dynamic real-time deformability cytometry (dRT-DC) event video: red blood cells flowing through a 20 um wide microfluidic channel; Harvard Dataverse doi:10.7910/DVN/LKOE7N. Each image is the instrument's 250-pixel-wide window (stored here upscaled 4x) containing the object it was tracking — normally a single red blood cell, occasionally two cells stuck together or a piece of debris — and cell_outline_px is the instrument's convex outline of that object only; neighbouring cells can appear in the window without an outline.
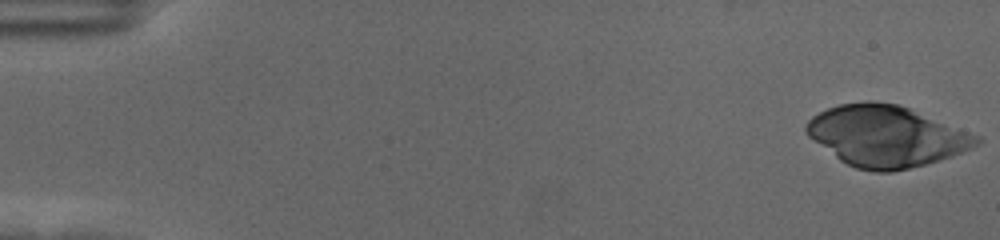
{"species": "human", "species_latin": "Homo sapiens", "temperature_condition": "cold", "stored_images_in_passage": 57, "camera_frame_rate_fps": 3000, "um_per_image_px": 0.085, "donor": {"sex": "female"}, "frame": {"image": 1, "passage_image": 1, "time_ms": 0.0, "image_size_px": [1000, 240], "cell_outline_px": [[984, 140], [980, 144], [972, 148], [952, 156], [940, 160], [892, 172], [876, 172], [856, 168], [840, 160], [808, 136], [804, 132], [804, 124], [812, 116], [828, 108], [840, 104], [868, 100], [872, 100], [900, 104], [980, 136]], "centroid_in_image_um": [75.33, 11.55], "position_along_channel_um": 9.7, "area_um2": 60.69}}